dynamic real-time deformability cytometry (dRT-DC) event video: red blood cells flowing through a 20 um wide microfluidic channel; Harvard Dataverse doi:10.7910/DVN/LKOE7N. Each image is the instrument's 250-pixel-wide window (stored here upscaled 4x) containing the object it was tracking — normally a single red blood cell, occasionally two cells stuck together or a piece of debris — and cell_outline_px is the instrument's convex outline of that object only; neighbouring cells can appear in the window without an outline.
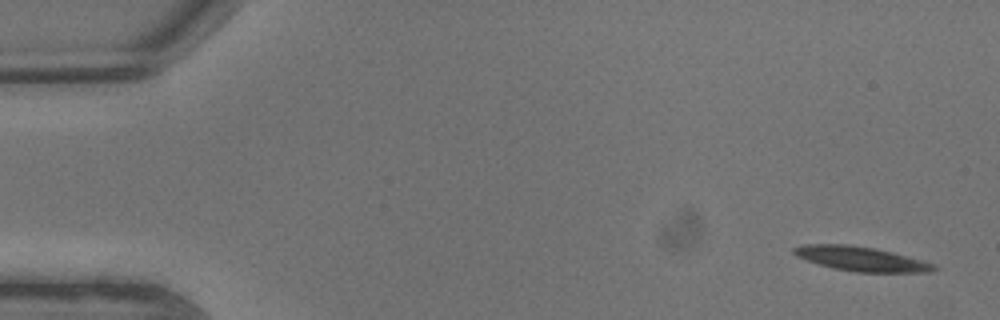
{"species": "common noctule bat (a hibernating species)", "species_latin": "Nyctalus noctula", "temperature_condition": "warm", "stored_images_in_passage": 7, "camera_frame_rate_fps": 3000, "um_per_image_px": 0.085, "animal": {"sex": "male", "body_mass_g": 13.3}, "frame": {"image": 1, "passage_image": 1, "time_ms": 0.0, "image_size_px": [1000, 320], "cell_outline_px": [[936, 268], [932, 272], [856, 272], [836, 268], [820, 264], [796, 256], [792, 252], [792, 248], [804, 244], [848, 244], [876, 248], [892, 252], [920, 260], [932, 264]], "centroid_in_image_um": [73.15, 21.98], "position_along_channel_um": 11.9, "area_um2": 19.59}}
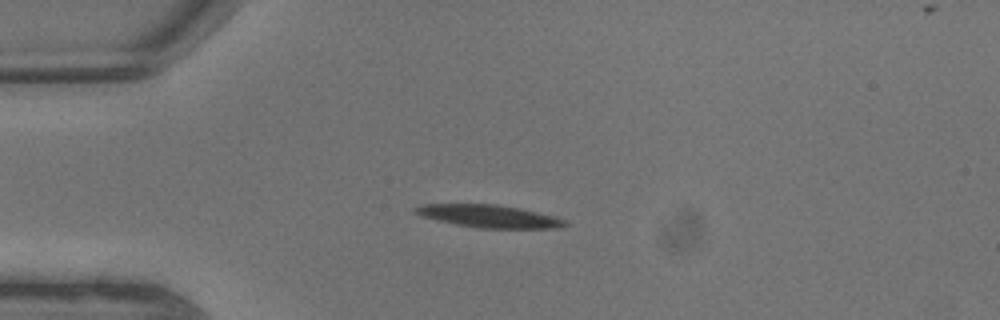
{"frame": {"image": 2, "passage_image": 5, "time_ms": 1.333, "image_size_px": [1000, 320], "cell_outline_px": [[568, 224], [556, 228], [480, 228], [456, 224], [420, 216], [412, 212], [412, 208], [420, 204], [496, 204], [520, 208], [568, 220]], "centroid_in_image_um": [41.51, 18.37], "position_along_channel_um": 43.5, "area_um2": 19.71}}